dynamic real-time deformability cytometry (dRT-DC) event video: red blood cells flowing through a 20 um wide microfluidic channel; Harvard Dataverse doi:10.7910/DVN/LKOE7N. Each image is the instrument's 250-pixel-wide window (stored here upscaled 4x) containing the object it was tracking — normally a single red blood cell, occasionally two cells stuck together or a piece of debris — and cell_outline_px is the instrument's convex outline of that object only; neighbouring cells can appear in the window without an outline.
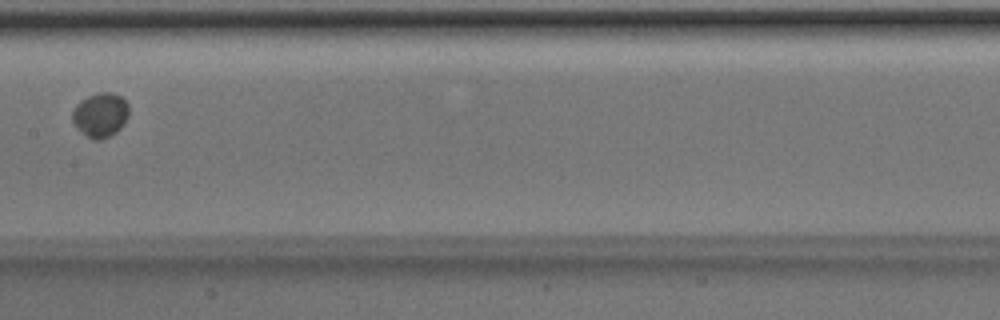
{"species": "Egyptian fruit bat (a non-hibernating species)", "species_latin": "Rousettus aegyptiacus", "temperature_condition": "room temperature", "stored_images_in_passage": 7, "camera_frame_rate_fps": 3000, "um_per_image_px": 0.085, "animal": {"sex": "male"}, "frame": {"image": 1, "passage_image": 6, "time_ms": 1.667, "image_size_px": [1000, 320], "cell_outline_px": [[128, 116], [124, 124], [116, 132], [100, 140], [92, 140], [76, 128], [72, 120], [72, 112], [76, 104], [80, 100], [88, 96], [100, 92], [112, 92], [120, 96], [128, 104]], "centroid_in_image_um": [8.52, 9.77], "position_along_channel_um": 198.9, "area_um2": 14.68}}
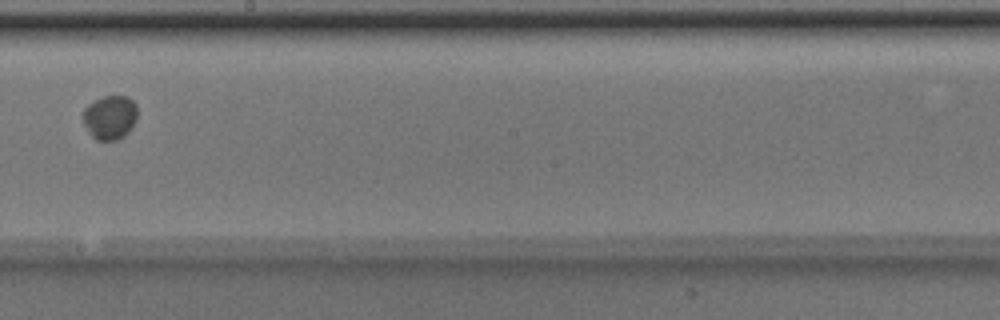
{"frame": {"image": 2, "passage_image": 7, "time_ms": 2.0, "image_size_px": [1000, 320], "cell_outline_px": [[136, 120], [132, 128], [124, 136], [116, 140], [96, 140], [88, 132], [80, 116], [84, 108], [92, 100], [100, 96], [128, 96], [136, 104]], "centroid_in_image_um": [9.3, 9.96], "position_along_channel_um": 238.9, "area_um2": 14.33}}